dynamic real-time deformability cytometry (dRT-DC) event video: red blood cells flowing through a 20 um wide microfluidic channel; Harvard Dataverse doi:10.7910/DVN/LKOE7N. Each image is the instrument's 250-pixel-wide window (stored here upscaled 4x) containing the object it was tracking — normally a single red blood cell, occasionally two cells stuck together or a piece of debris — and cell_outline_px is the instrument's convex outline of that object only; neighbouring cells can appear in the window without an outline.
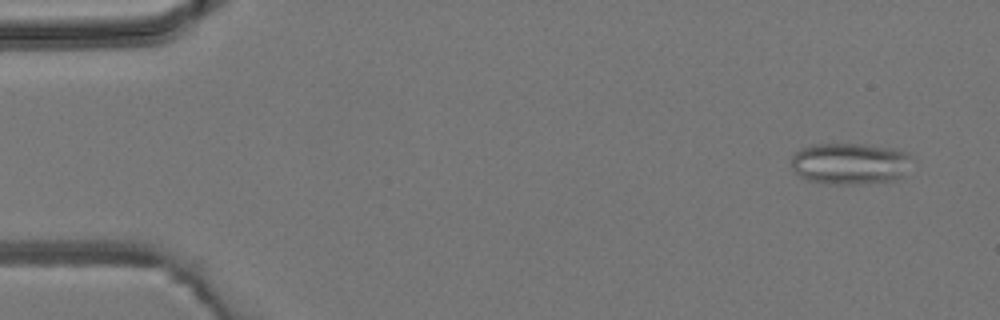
{"species": "common noctule bat (a hibernating species)", "species_latin": "Nyctalus noctula", "temperature_condition": "room temperature", "stored_images_in_passage": 2, "camera_frame_rate_fps": 3000, "um_per_image_px": 0.085, "animal": {"sex": "male", "body_mass_g": 19.2, "forearm_length_mm": 51.8}, "frame": {"image": 1, "passage_image": 2, "time_ms": 2.0, "image_size_px": [1000, 320], "cell_outline_px": [[912, 156], [904, 176], [892, 180], [848, 184], [828, 184], [808, 180], [800, 176], [792, 168], [792, 152], [800, 148], [812, 144], [864, 144], [896, 148], [908, 152]], "centroid_in_image_um": [72.24, 13.88], "position_along_channel_um": 12.8, "area_um2": 29.36}}